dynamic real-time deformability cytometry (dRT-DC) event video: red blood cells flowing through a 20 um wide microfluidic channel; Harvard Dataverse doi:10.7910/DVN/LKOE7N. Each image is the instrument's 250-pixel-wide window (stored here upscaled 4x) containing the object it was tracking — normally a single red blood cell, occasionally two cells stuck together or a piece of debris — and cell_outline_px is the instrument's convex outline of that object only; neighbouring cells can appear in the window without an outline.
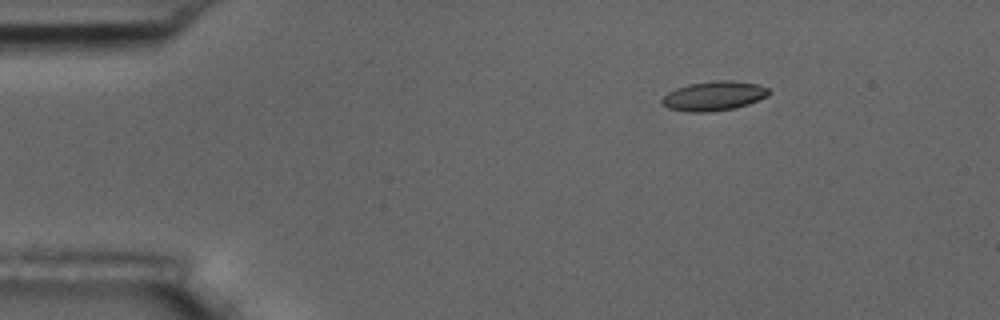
{"species": "common noctule bat (a hibernating species)", "species_latin": "Nyctalus noctula", "temperature_condition": "room temperature", "stored_images_in_passage": 35, "camera_frame_rate_fps": 3000, "um_per_image_px": 0.085, "animal": {"sex": "male", "body_mass_g": 17.5, "forearm_length_mm": 52.3}, "frame": {"image": 1, "passage_image": 1, "time_ms": 0.0, "image_size_px": [1000, 320], "cell_outline_px": [[772, 92], [768, 96], [748, 104], [736, 108], [708, 112], [688, 112], [668, 108], [660, 104], [660, 100], [668, 92], [676, 88], [688, 84], [716, 80], [732, 80], [756, 84], [768, 88]], "centroid_in_image_um": [60.67, 8.16], "position_along_channel_um": 24.3, "area_um2": 18.5}}
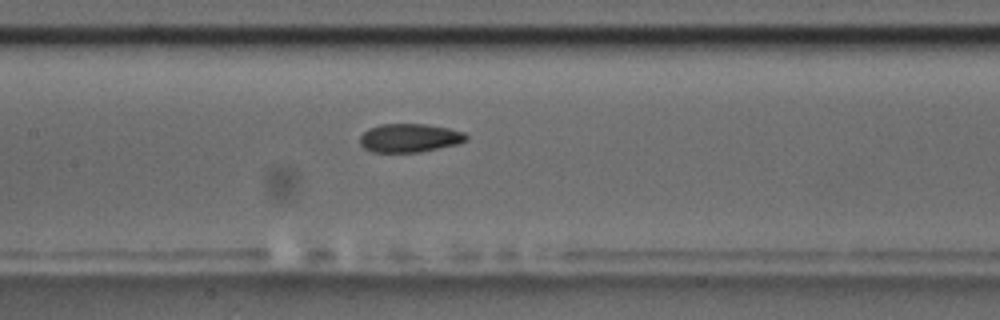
{"frame": {"image": 2, "passage_image": 19, "time_ms": 6.0, "image_size_px": [1000, 320], "cell_outline_px": [[468, 140], [460, 144], [420, 152], [372, 152], [364, 148], [360, 144], [360, 136], [368, 128], [380, 124], [424, 124], [448, 128], [464, 132], [468, 136]], "centroid_in_image_um": [34.83, 11.73], "position_along_channel_um": 172.6, "area_um2": 17.86}}
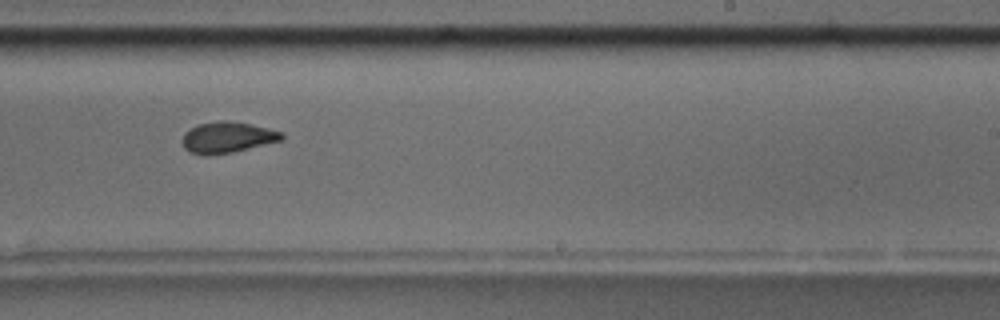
{"frame": {"image": 3, "passage_image": 27, "time_ms": 8.667, "image_size_px": [1000, 320], "cell_outline_px": [[284, 140], [232, 152], [208, 156], [192, 152], [184, 148], [180, 140], [184, 132], [196, 124], [220, 120], [224, 120], [252, 124], [284, 132]], "centroid_in_image_um": [19.32, 11.67], "position_along_channel_um": 269.7, "area_um2": 18.26}, "authors_computed_cell_mechanics": {"area_um2": 18.0336, "velocity_mm_per_s": 3.6517, "shape_relaxation_time_tau1_ms": 5.2132, "shape_relaxation_time_tau2_ms": 1.9261, "deformation_change_tau1": 0.1432, "deformation_change_tau2": 0.0787}}